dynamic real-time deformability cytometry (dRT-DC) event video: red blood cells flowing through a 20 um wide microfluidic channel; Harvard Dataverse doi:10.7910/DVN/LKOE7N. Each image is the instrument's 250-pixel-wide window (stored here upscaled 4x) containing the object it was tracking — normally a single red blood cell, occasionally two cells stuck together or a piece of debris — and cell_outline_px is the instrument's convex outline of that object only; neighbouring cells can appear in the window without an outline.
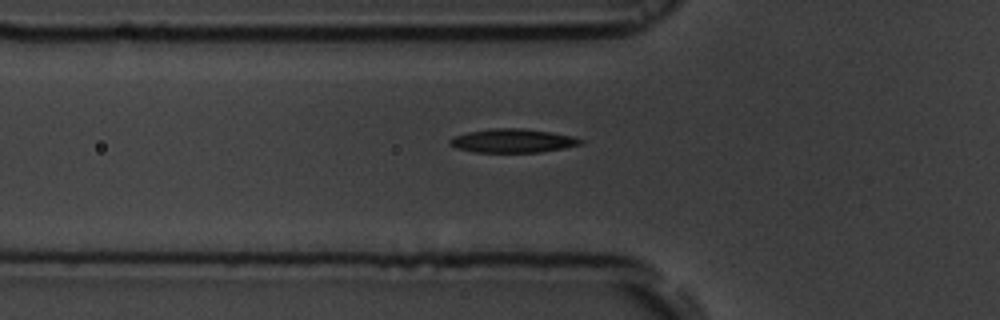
{"species": "common noctule bat (a hibernating species)", "species_latin": "Nyctalus noctula", "temperature_condition": "room temperature", "stored_images_in_passage": 35, "camera_frame_rate_fps": 3000, "um_per_image_px": 0.085, "animal": {"sex": "male", "body_mass_g": 19.5, "forearm_length_mm": 54.6}, "frame": {"image": 1, "passage_image": 4, "time_ms": 1.0, "image_size_px": [1000, 320], "cell_outline_px": [[584, 144], [564, 148], [540, 152], [476, 152], [456, 148], [448, 144], [448, 140], [452, 136], [468, 132], [492, 128], [524, 128], [552, 132], [572, 136], [584, 140]], "centroid_in_image_um": [43.58, 11.96], "position_along_channel_um": 82.2, "area_um2": 18.26}}
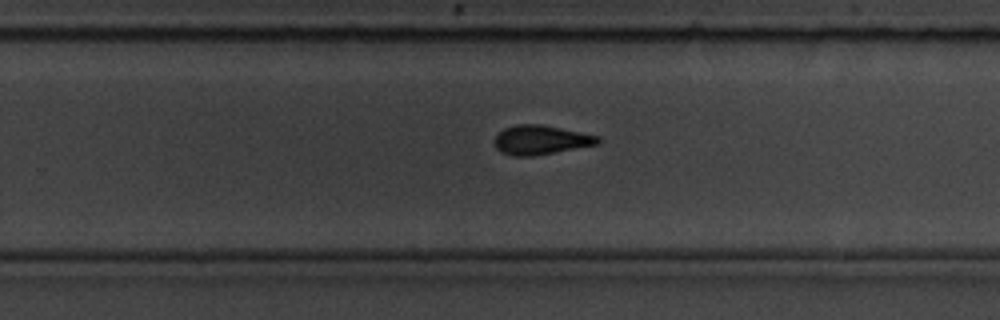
{"frame": {"image": 2, "passage_image": 20, "time_ms": 6.333, "image_size_px": [1000, 320], "cell_outline_px": [[600, 144], [532, 156], [512, 156], [500, 152], [496, 148], [496, 136], [504, 128], [516, 124], [540, 124], [600, 136]], "centroid_in_image_um": [45.98, 11.9], "position_along_channel_um": 283.8, "area_um2": 17.51}}
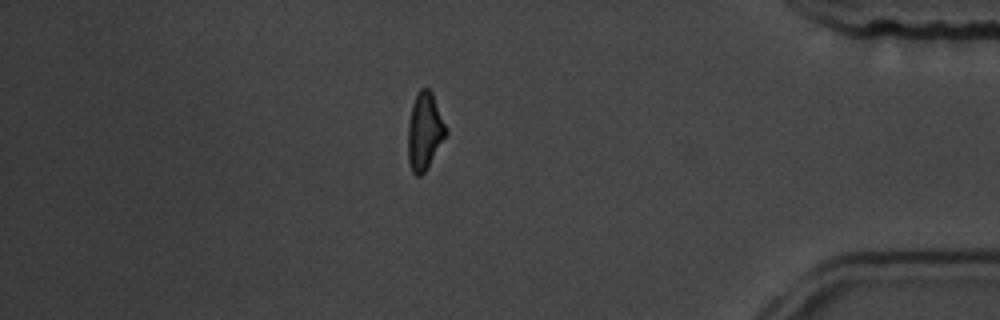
{"frame": {"image": 3, "passage_image": 32, "time_ms": 10.333, "image_size_px": [1000, 320], "cell_outline_px": [[448, 132], [424, 172], [420, 176], [416, 176], [412, 172], [408, 164], [408, 124], [412, 104], [420, 88], [428, 88], [432, 92]], "centroid_in_image_um": [36.07, 11.16], "position_along_channel_um": 399.1, "area_um2": 16.88}}